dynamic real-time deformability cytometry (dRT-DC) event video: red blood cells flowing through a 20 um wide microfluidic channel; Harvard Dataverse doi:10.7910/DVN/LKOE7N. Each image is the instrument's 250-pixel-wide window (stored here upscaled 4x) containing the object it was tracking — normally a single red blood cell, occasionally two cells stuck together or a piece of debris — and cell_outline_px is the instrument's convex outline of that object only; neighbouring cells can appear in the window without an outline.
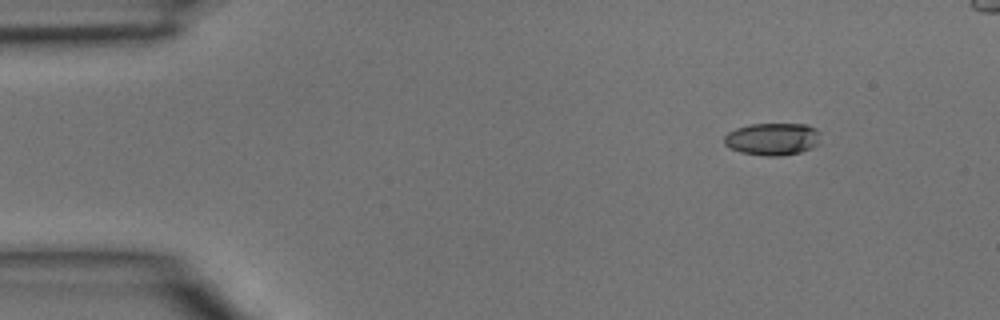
{"species": "common noctule bat (a hibernating species)", "species_latin": "Nyctalus noctula", "temperature_condition": "room temperature", "stored_images_in_passage": 4, "camera_frame_rate_fps": 3000, "um_per_image_px": 0.085, "animal": {"sex": "male", "body_mass_g": 15.6}, "frame": {"image": 1, "passage_image": 1, "time_ms": 0.0, "image_size_px": [1000, 320], "cell_outline_px": [[820, 144], [812, 148], [800, 152], [780, 156], [764, 156], [740, 152], [724, 144], [724, 136], [728, 132], [736, 128], [752, 124], [808, 124], [816, 128], [820, 132]], "centroid_in_image_um": [65.71, 11.82], "position_along_channel_um": 19.3, "area_um2": 18.38}}